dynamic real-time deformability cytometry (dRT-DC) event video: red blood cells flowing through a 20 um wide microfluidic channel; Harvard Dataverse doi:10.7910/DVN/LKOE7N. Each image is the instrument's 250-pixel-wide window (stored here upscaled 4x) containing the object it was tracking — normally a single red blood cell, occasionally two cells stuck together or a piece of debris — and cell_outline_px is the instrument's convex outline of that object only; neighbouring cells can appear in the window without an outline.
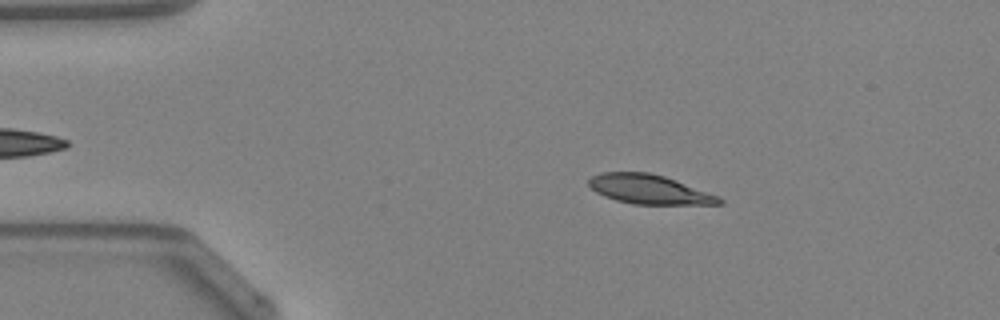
{"species": "Egyptian fruit bat (a non-hibernating species)", "species_latin": "Rousettus aegyptiacus", "temperature_condition": "warm", "stored_images_in_passage": 44, "camera_frame_rate_fps": 3000, "um_per_image_px": 0.085, "animal": {"sex": "female"}, "frame": {"image": 1, "passage_image": 5, "time_ms": 1.333, "image_size_px": [1000, 320], "cell_outline_px": [[724, 204], [632, 204], [616, 200], [604, 196], [596, 192], [588, 184], [588, 180], [592, 176], [600, 172], [648, 172], [664, 176], [720, 196], [724, 200]], "centroid_in_image_um": [55.19, 16.1], "position_along_channel_um": 29.8, "area_um2": 22.25}}
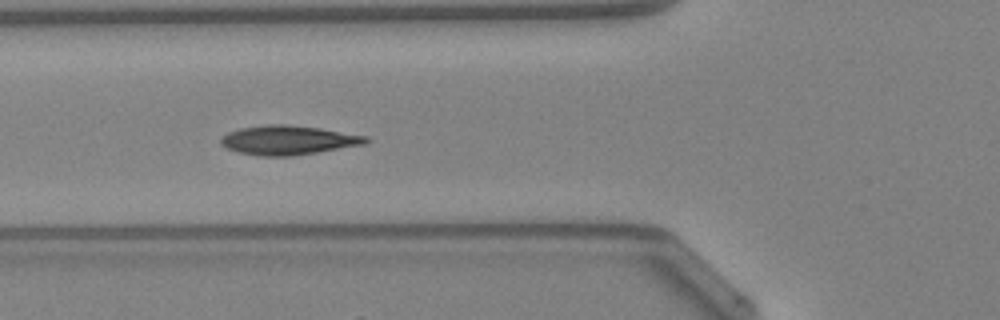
{"frame": {"image": 2, "passage_image": 14, "time_ms": 4.333, "image_size_px": [1000, 320], "cell_outline_px": [[372, 140], [364, 144], [292, 156], [260, 156], [236, 152], [220, 144], [220, 140], [228, 132], [240, 128], [268, 124], [284, 124], [320, 128], [368, 136]], "centroid_in_image_um": [24.5, 11.91], "position_along_channel_um": 101.3, "area_um2": 24.62}}
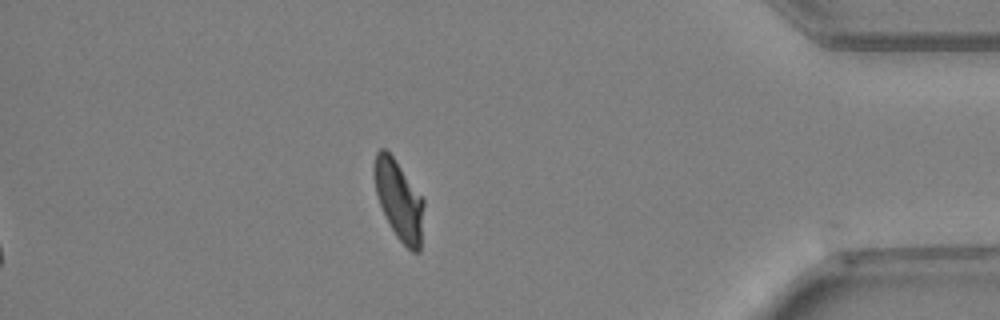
{"frame": {"image": 3, "passage_image": 38, "time_ms": 12.333, "image_size_px": [1000, 320], "cell_outline_px": [[424, 204], [420, 252], [412, 252], [396, 236], [380, 204], [376, 192], [372, 172], [372, 168], [376, 152], [380, 148], [384, 148], [392, 156], [424, 200]], "centroid_in_image_um": [33.89, 17.0], "position_along_channel_um": 401.3, "area_um2": 22.6}, "authors_computed_cell_mechanics": {"area_um2": 23.3223, "velocity_mm_per_s": 4.2436, "shape_relaxation_time_tau1_ms": 3.7719, "shape_relaxation_time_tau2_ms": 1.0389, "deformation_change_tau1": 0.1616, "deformation_change_tau2": 0.0545}}